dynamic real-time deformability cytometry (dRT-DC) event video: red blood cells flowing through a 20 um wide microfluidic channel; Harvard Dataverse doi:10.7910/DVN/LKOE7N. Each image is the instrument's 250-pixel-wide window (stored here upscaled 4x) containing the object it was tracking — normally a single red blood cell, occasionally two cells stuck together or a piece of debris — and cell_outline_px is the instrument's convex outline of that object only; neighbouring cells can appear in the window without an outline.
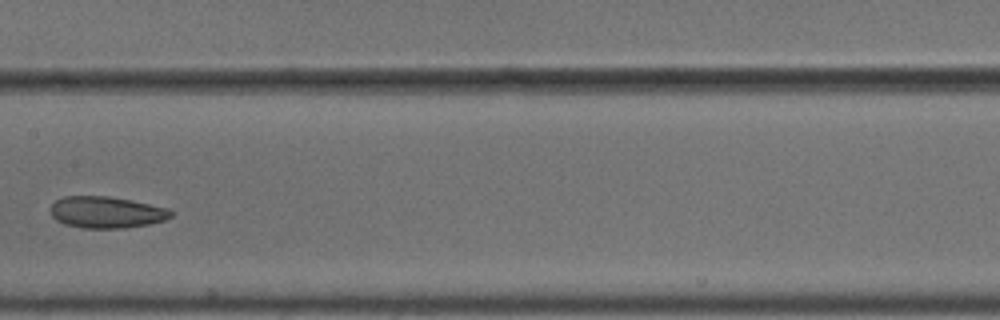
{"species": "common noctule bat (a hibernating species)", "species_latin": "Nyctalus noctula", "temperature_condition": "cold", "stored_images_in_passage": 9, "camera_frame_rate_fps": 3000, "um_per_image_px": 0.085, "animal": {"sex": "male", "body_mass_g": 18.8}, "frame": {"image": 1, "passage_image": 6, "time_ms": 1.667, "image_size_px": [1000, 320], "cell_outline_px": [[172, 216], [164, 220], [148, 224], [124, 228], [84, 228], [64, 224], [56, 220], [52, 216], [48, 208], [56, 200], [64, 196], [108, 196], [132, 200], [168, 208], [172, 212]], "centroid_in_image_um": [9.01, 18.04], "position_along_channel_um": 198.4, "area_um2": 22.25}}
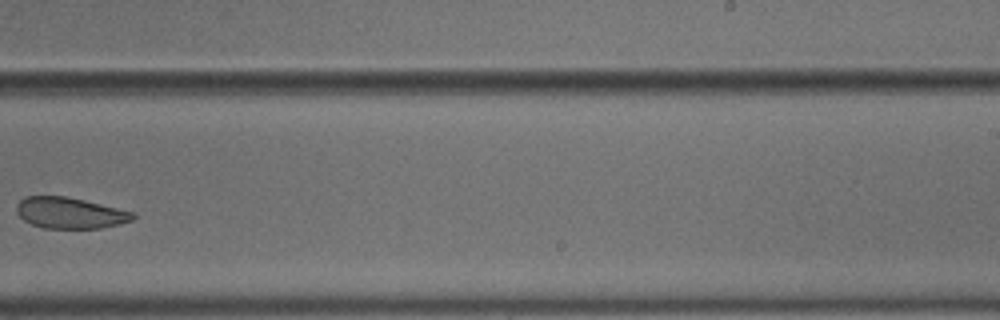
{"frame": {"image": 2, "passage_image": 8, "time_ms": 2.333, "image_size_px": [1000, 320], "cell_outline_px": [[136, 216], [132, 220], [120, 224], [100, 228], [44, 228], [32, 224], [24, 220], [16, 212], [16, 204], [24, 196], [64, 196], [84, 200], [136, 212]], "centroid_in_image_um": [5.96, 18.09], "position_along_channel_um": 283.0, "area_um2": 21.15}}
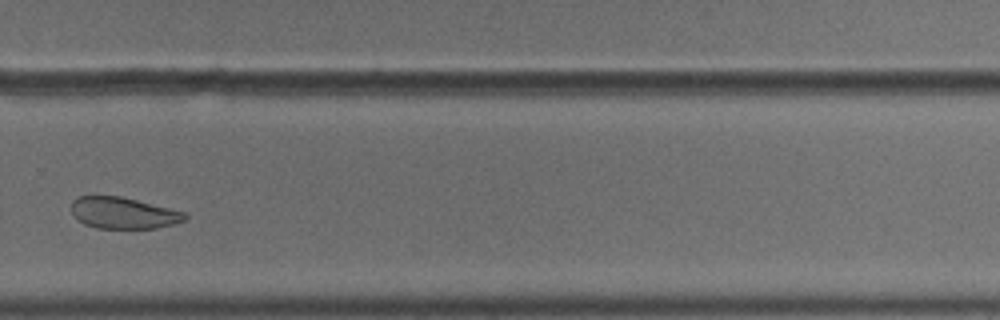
{"frame": {"image": 3, "passage_image": 9, "time_ms": 2.667, "image_size_px": [1000, 320], "cell_outline_px": [[188, 216], [184, 220], [172, 224], [156, 228], [96, 228], [84, 224], [76, 220], [72, 216], [72, 200], [76, 196], [120, 196], [184, 212]], "centroid_in_image_um": [10.41, 18.1], "position_along_channel_um": 319.4, "area_um2": 20.69}}